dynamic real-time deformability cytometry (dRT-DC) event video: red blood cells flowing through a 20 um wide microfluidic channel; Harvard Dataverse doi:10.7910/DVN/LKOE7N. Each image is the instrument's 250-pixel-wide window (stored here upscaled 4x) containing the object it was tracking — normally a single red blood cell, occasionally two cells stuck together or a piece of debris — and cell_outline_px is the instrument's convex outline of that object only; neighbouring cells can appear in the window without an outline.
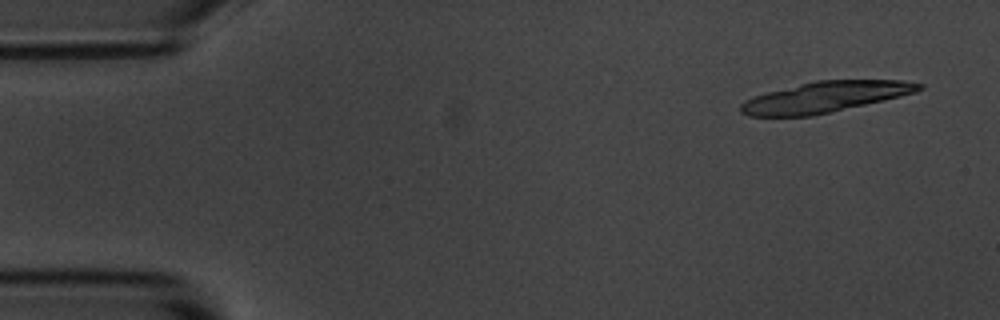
{"species": "common noctule bat (a hibernating species)", "species_latin": "Nyctalus noctula", "temperature_condition": "room temperature", "stored_images_in_passage": 5, "camera_frame_rate_fps": 3000, "um_per_image_px": 0.085, "animal": {"sex": "male", "body_mass_g": 20.1, "forearm_length_mm": 53.5}, "frame": {"image": 1, "passage_image": 1, "time_ms": 0.0, "image_size_px": [1000, 320], "cell_outline_px": [[924, 88], [916, 92], [884, 100], [812, 116], [748, 116], [740, 112], [740, 104], [756, 96], [768, 92], [816, 80], [900, 80], [924, 84]], "centroid_in_image_um": [70.16, 8.24], "position_along_channel_um": 14.8, "area_um2": 31.5}}
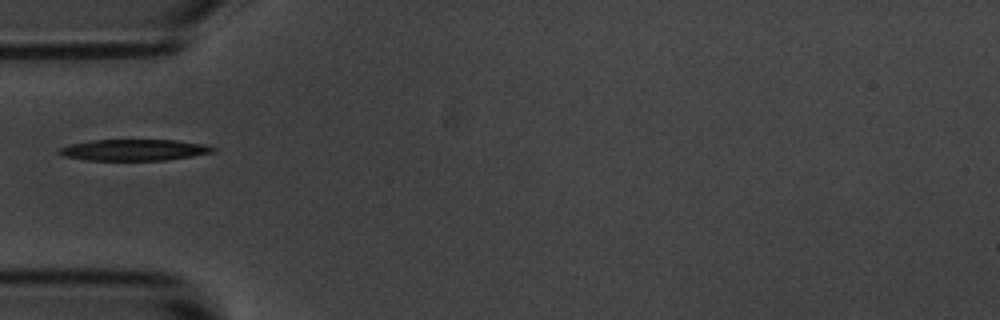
{"frame": {"image": 2, "passage_image": 5, "time_ms": 4.667, "image_size_px": [1000, 320], "cell_outline_px": [[216, 152], [192, 156], [164, 160], [84, 160], [64, 156], [56, 152], [60, 148], [72, 144], [92, 140], [176, 140], [204, 144], [216, 148]], "centroid_in_image_um": [11.42, 12.75], "position_along_channel_um": 73.6, "area_um2": 19.02}}